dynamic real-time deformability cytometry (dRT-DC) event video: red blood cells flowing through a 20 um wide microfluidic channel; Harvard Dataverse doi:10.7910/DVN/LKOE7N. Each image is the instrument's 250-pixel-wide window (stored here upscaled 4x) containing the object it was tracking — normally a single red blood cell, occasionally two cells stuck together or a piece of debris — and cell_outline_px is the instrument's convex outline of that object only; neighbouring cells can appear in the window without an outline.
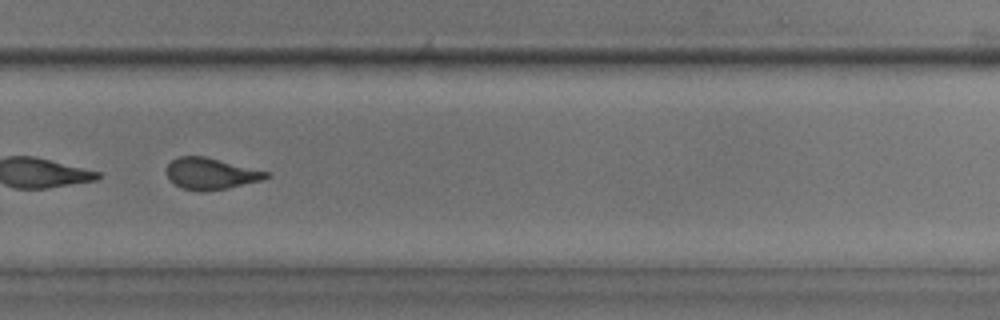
{"species": "common noctule bat (a hibernating species)", "species_latin": "Nyctalus noctula", "temperature_condition": "room temperature", "stored_images_in_passage": 36, "camera_frame_rate_fps": 3000, "um_per_image_px": 0.085, "animal": {"sex": "male", "body_mass_g": 17.9, "forearm_length_mm": 54.2}, "frame": {"image": 1, "passage_image": 21, "time_ms": 6.667, "image_size_px": [1000, 320], "cell_outline_px": [[268, 176], [264, 180], [228, 188], [200, 192], [184, 188], [168, 180], [164, 172], [168, 164], [172, 160], [180, 156], [204, 156], [268, 172]], "centroid_in_image_um": [17.87, 14.77], "position_along_channel_um": 311.9, "area_um2": 18.21}, "authors_computed_cell_mechanics": {"area_um2": 19.074, "velocity_mm_per_s": 3.9493, "shape_relaxation_time_tau1_ms": null, "shape_relaxation_time_tau2_ms": 1.298, "deformation_change_tau1": null, "deformation_change_tau2": 0.1009}}